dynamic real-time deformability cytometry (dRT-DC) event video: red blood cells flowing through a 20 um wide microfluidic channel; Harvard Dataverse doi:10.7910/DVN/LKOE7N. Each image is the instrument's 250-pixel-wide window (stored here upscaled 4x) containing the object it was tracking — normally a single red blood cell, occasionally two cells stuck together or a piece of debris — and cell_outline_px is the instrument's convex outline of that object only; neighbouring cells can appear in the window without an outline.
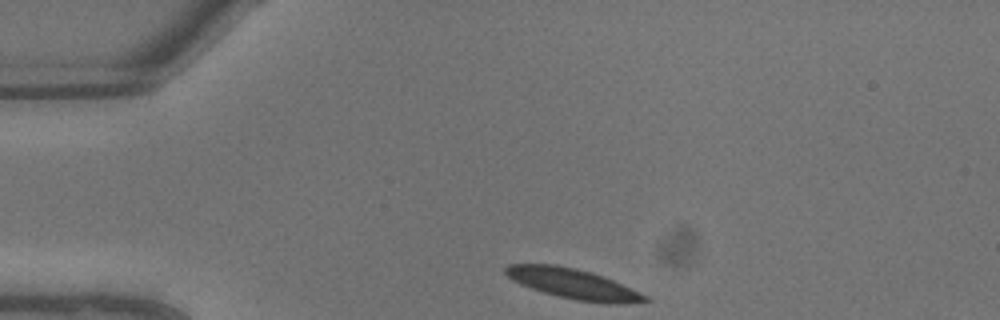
{"species": "common noctule bat (a hibernating species)", "species_latin": "Nyctalus noctula", "temperature_condition": "warm", "stored_images_in_passage": 7, "camera_frame_rate_fps": 3000, "um_per_image_px": 0.085, "animal": {"sex": "male", "body_mass_g": 13.3}, "frame": {"image": 1, "passage_image": 1, "time_ms": 0.0, "image_size_px": [1000, 320], "cell_outline_px": [[652, 300], [628, 304], [604, 304], [576, 300], [544, 292], [520, 284], [512, 280], [504, 272], [504, 268], [508, 264], [556, 264], [576, 268], [592, 272], [604, 276], [640, 292], [648, 296]], "centroid_in_image_um": [48.76, 24.12], "position_along_channel_um": 36.2, "area_um2": 24.68}}
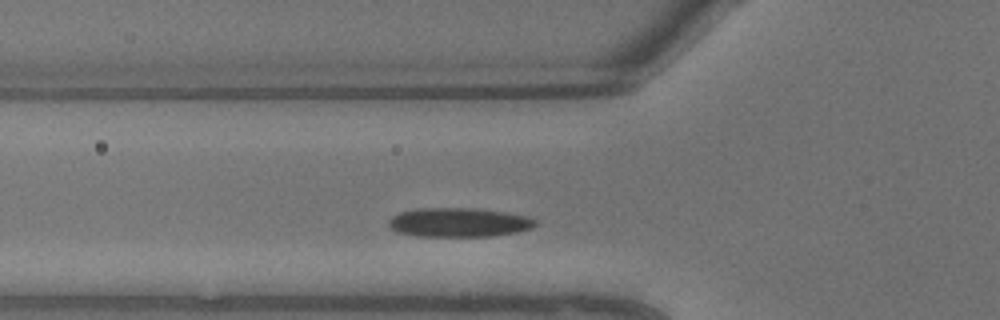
{"frame": {"image": 2, "passage_image": 4, "time_ms": 1.0, "image_size_px": [1000, 320], "cell_outline_px": [[536, 224], [532, 228], [516, 232], [492, 236], [416, 236], [400, 232], [388, 228], [388, 220], [392, 216], [400, 212], [416, 208], [476, 208], [508, 212], [528, 216], [536, 220]], "centroid_in_image_um": [39.0, 18.89], "position_along_channel_um": 86.8, "area_um2": 25.09}}
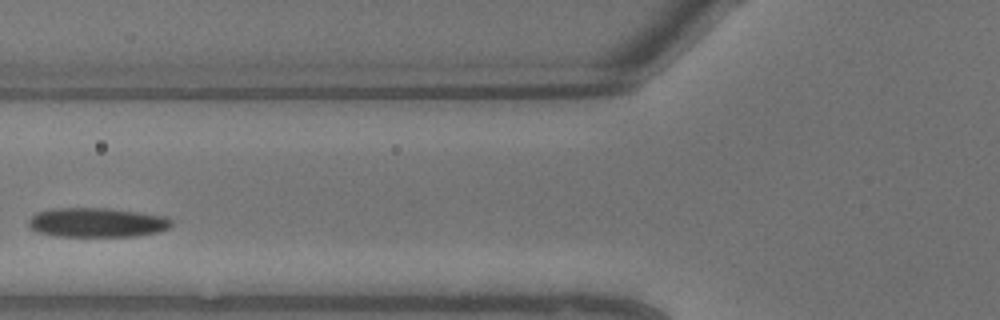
{"frame": {"image": 3, "passage_image": 5, "time_ms": 1.333, "image_size_px": [1000, 320], "cell_outline_px": [[176, 224], [160, 232], [132, 236], [56, 236], [36, 232], [28, 228], [28, 220], [36, 212], [52, 208], [108, 208], [164, 216], [172, 220]], "centroid_in_image_um": [8.22, 18.91], "position_along_channel_um": 117.6, "area_um2": 24.68}}